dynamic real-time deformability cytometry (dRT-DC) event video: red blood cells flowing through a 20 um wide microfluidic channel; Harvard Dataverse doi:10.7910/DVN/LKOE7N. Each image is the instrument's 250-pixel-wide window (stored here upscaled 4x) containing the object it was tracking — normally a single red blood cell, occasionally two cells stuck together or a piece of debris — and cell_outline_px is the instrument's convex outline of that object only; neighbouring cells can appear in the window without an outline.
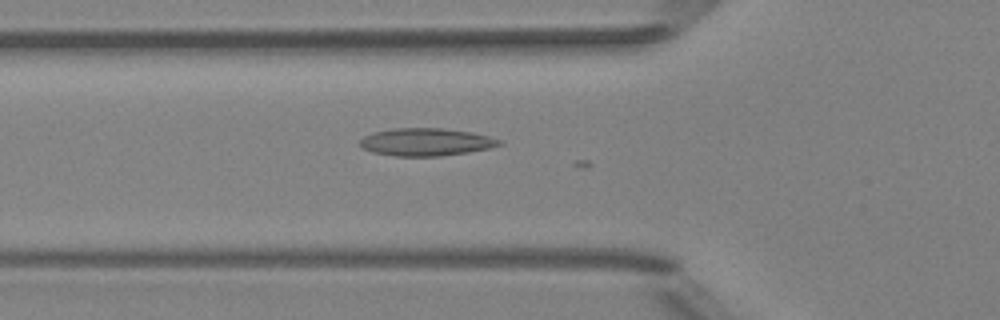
{"species": "Egyptian fruit bat (a non-hibernating species)", "species_latin": "Rousettus aegyptiacus", "temperature_condition": "room temperature", "stored_images_in_passage": 16, "camera_frame_rate_fps": 3000, "um_per_image_px": 0.085, "animal": {"sex": "female"}, "frame": {"image": 1, "passage_image": 13, "time_ms": 4.0, "image_size_px": [1000, 320], "cell_outline_px": [[504, 144], [488, 148], [440, 156], [392, 156], [372, 152], [364, 148], [360, 144], [360, 140], [364, 136], [372, 132], [392, 128], [444, 128], [472, 132], [488, 136], [500, 140]], "centroid_in_image_um": [36.18, 12.06], "position_along_channel_um": 89.6, "area_um2": 22.37}}